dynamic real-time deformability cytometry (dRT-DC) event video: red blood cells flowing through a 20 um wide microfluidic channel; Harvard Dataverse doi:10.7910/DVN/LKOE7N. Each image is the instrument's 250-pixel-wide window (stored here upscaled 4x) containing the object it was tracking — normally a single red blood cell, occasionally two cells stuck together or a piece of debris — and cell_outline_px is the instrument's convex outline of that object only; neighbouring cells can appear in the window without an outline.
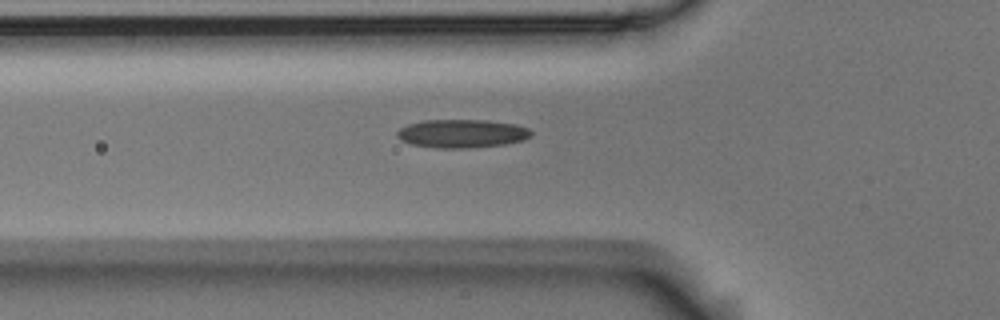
{"species": "Egyptian fruit bat (a non-hibernating species)", "species_latin": "Rousettus aegyptiacus", "temperature_condition": "room temperature", "stored_images_in_passage": 38, "camera_frame_rate_fps": 3000, "um_per_image_px": 0.085, "animal": {"sex": "male"}, "frame": {"image": 1, "passage_image": 2, "time_ms": 0.333, "image_size_px": [1000, 320], "cell_outline_px": [[532, 132], [524, 140], [504, 144], [468, 148], [436, 148], [412, 144], [400, 140], [396, 136], [396, 132], [400, 128], [408, 124], [424, 120], [488, 120], [516, 124], [528, 128]], "centroid_in_image_um": [39.23, 11.35], "position_along_channel_um": 86.6, "area_um2": 22.2}}
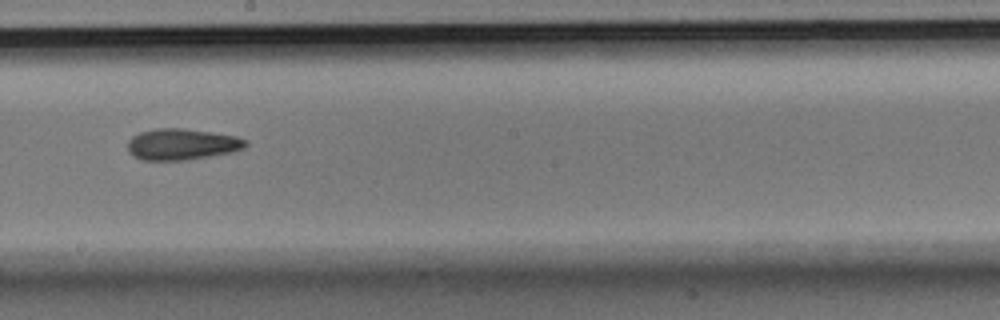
{"frame": {"image": 2, "passage_image": 14, "time_ms": 4.333, "image_size_px": [1000, 320], "cell_outline_px": [[248, 144], [244, 148], [232, 152], [188, 160], [140, 160], [132, 156], [128, 152], [128, 140], [132, 136], [140, 132], [156, 128], [184, 128], [212, 132], [236, 136], [248, 140]], "centroid_in_image_um": [15.45, 12.26], "position_along_channel_um": 232.7, "area_um2": 21.73}}
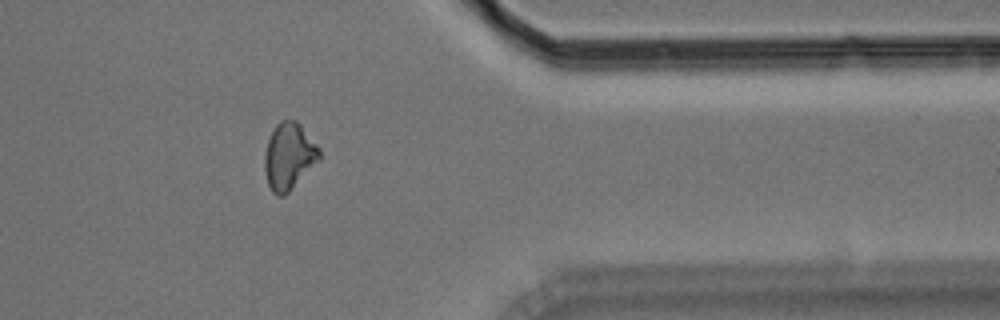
{"frame": {"image": 3, "passage_image": 28, "time_ms": 9.0, "image_size_px": [1000, 320], "cell_outline_px": [[320, 160], [284, 196], [276, 196], [272, 192], [268, 184], [264, 168], [264, 152], [272, 128], [280, 120], [296, 120], [300, 124], [320, 148]], "centroid_in_image_um": [24.55, 13.27], "position_along_channel_um": 386.9, "area_um2": 21.44}}